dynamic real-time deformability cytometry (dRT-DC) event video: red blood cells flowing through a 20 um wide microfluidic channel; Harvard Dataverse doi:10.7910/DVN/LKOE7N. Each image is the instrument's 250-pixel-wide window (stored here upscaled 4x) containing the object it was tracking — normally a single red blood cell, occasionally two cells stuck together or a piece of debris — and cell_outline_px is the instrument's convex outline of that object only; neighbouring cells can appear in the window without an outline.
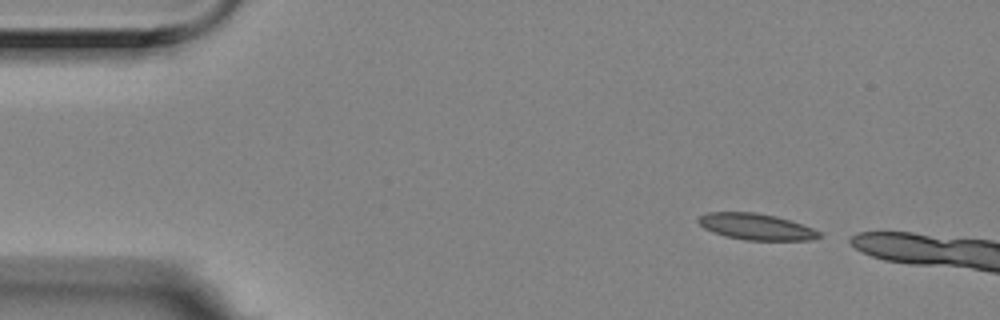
{"species": "Egyptian fruit bat (a non-hibernating species)", "species_latin": "Rousettus aegyptiacus", "temperature_condition": "room temperature", "stored_images_in_passage": 2, "camera_frame_rate_fps": 3000, "um_per_image_px": 0.085, "animal": {"sex": "female"}, "frame": {"image": 1, "passage_image": 1, "time_ms": 0.0, "image_size_px": [1000, 320], "cell_outline_px": [[824, 236], [812, 240], [744, 240], [724, 236], [704, 228], [696, 220], [700, 216], [708, 212], [756, 212], [776, 216], [824, 232]], "centroid_in_image_um": [64.3, 19.27], "position_along_channel_um": 20.7, "area_um2": 18.61}}